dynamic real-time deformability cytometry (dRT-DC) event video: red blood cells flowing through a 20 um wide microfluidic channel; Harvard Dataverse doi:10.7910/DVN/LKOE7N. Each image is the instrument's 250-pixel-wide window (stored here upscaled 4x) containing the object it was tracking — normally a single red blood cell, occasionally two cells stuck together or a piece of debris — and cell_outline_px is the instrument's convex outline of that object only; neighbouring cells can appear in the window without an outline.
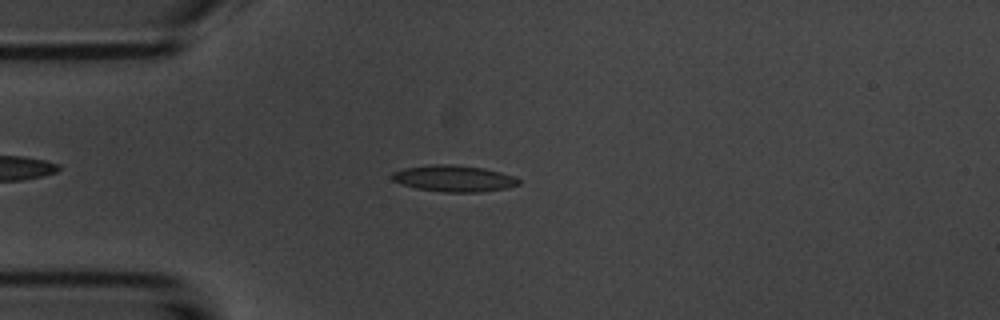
{"species": "common noctule bat (a hibernating species)", "species_latin": "Nyctalus noctula", "temperature_condition": "room temperature", "stored_images_in_passage": 50, "camera_frame_rate_fps": 3000, "um_per_image_px": 0.085, "animal": {"sex": "male", "body_mass_g": 20.1, "forearm_length_mm": 53.5}, "frame": {"image": 1, "passage_image": 10, "time_ms": 3.0, "image_size_px": [1000, 320], "cell_outline_px": [[520, 184], [508, 188], [480, 192], [444, 192], [416, 188], [392, 180], [392, 172], [404, 168], [436, 164], [456, 164], [484, 168], [516, 176], [520, 180]], "centroid_in_image_um": [38.63, 15.16], "position_along_channel_um": 46.4, "area_um2": 19.54}}
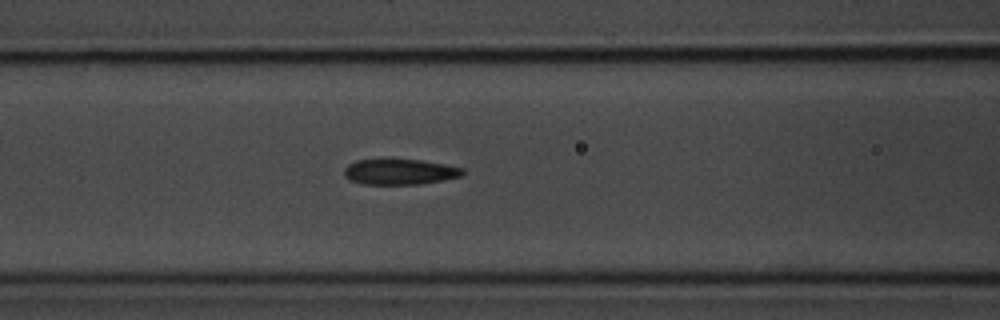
{"frame": {"image": 2, "passage_image": 18, "time_ms": 5.667, "image_size_px": [1000, 320], "cell_outline_px": [[464, 176], [444, 180], [420, 184], [360, 184], [348, 180], [344, 176], [344, 168], [348, 164], [356, 160], [420, 160], [444, 164], [464, 168]], "centroid_in_image_um": [33.98, 14.62], "position_along_channel_um": 132.6, "area_um2": 17.74}}
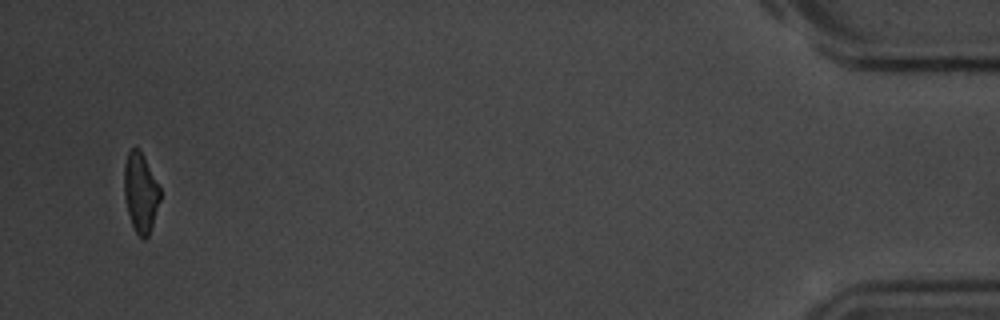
{"frame": {"image": 3, "passage_image": 48, "time_ms": 15.667, "image_size_px": [1000, 320], "cell_outline_px": [[160, 200], [148, 236], [144, 240], [136, 232], [132, 224], [128, 212], [124, 196], [124, 164], [128, 152], [132, 148], [140, 148], [160, 188]], "centroid_in_image_um": [11.94, 16.33], "position_along_channel_um": 423.3, "area_um2": 16.47}, "authors_computed_cell_mechanics": {"area_um2": 18.1492, "velocity_mm_per_s": 3.7446, "shape_relaxation_time_tau1_ms": 5.6742, "shape_relaxation_time_tau2_ms": 3.3753, "deformation_change_tau1": 0.1712, "deformation_change_tau2": 0.1051}}